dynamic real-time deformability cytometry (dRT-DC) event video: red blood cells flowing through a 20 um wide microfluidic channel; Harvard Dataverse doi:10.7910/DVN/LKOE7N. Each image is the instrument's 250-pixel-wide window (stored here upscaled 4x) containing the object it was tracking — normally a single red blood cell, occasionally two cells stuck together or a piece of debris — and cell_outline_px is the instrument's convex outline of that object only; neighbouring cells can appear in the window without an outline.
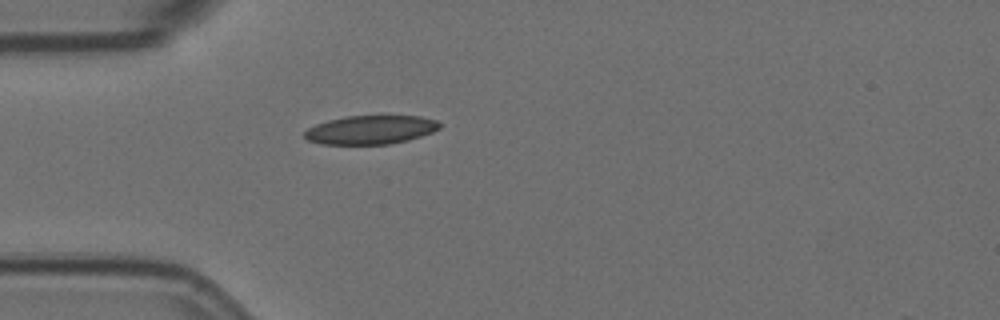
{"species": "Egyptian fruit bat (a non-hibernating species)", "species_latin": "Rousettus aegyptiacus", "temperature_condition": "room temperature", "stored_images_in_passage": 1, "camera_frame_rate_fps": 3000, "um_per_image_px": 0.085, "animal": {"sex": "female"}, "frame": {"image": 1, "passage_image": 1, "time_ms": 0.0, "image_size_px": [1000, 320], "cell_outline_px": [[440, 128], [432, 132], [408, 140], [388, 144], [320, 144], [308, 140], [304, 136], [304, 132], [308, 128], [316, 124], [328, 120], [348, 116], [420, 116], [436, 120], [440, 124]], "centroid_in_image_um": [31.49, 11.03], "position_along_channel_um": 53.5, "area_um2": 22.48}}